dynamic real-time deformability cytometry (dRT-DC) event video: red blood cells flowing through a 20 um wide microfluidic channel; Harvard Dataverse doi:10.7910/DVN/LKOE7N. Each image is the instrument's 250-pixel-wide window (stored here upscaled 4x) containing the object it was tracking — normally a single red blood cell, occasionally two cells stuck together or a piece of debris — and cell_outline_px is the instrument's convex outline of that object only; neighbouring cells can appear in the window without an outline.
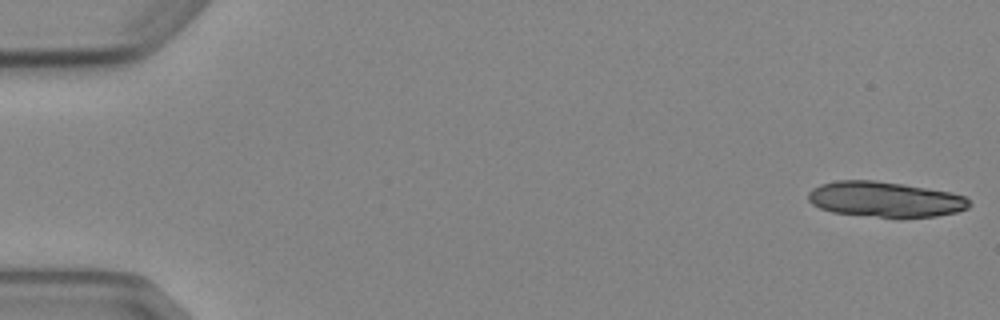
{"species": "Egyptian fruit bat (a non-hibernating species)", "species_latin": "Rousettus aegyptiacus", "temperature_condition": "cold", "stored_images_in_passage": 5, "camera_frame_rate_fps": 3000, "um_per_image_px": 0.085, "animal": {"sex": "female"}, "frame": {"image": 1, "passage_image": 1, "time_ms": 0.0, "image_size_px": [1000, 320], "cell_outline_px": [[972, 204], [968, 208], [956, 212], [936, 216], [880, 216], [832, 212], [820, 208], [812, 204], [808, 200], [808, 192], [812, 188], [820, 184], [836, 180], [872, 180], [904, 184], [952, 192], [964, 196]], "centroid_in_image_um": [75.22, 16.92], "position_along_channel_um": 9.8, "area_um2": 32.89}}